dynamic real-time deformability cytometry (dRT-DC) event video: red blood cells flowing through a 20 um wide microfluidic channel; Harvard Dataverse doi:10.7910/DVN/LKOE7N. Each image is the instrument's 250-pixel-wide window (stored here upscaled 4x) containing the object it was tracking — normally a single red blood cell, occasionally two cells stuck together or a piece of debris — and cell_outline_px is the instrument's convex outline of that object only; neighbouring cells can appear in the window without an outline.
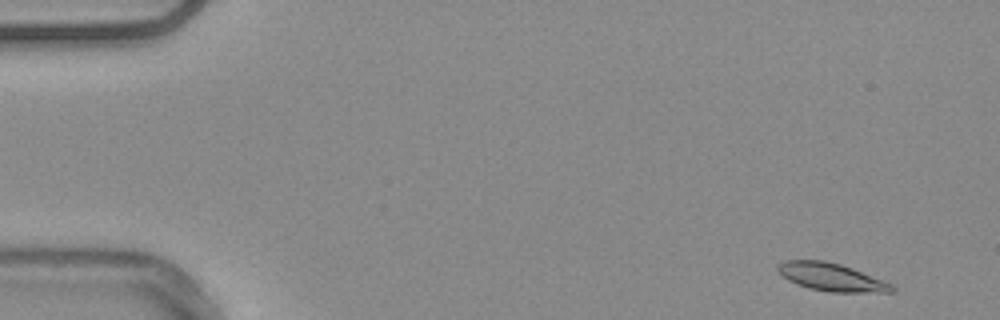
{"species": "common noctule bat (a hibernating species)", "species_latin": "Nyctalus noctula", "temperature_condition": "warm", "stored_images_in_passage": 53, "camera_frame_rate_fps": 3000, "um_per_image_px": 0.085, "animal": {"sex": "male", "body_mass_g": 20.4}, "frame": {"image": 1, "passage_image": 2, "time_ms": 0.333, "image_size_px": [1000, 320], "cell_outline_px": [[896, 288], [892, 292], [828, 292], [808, 288], [796, 284], [788, 280], [776, 268], [784, 260], [824, 260], [840, 264], [852, 268], [892, 284]], "centroid_in_image_um": [70.66, 23.56], "position_along_channel_um": 14.3, "area_um2": 18.38}}
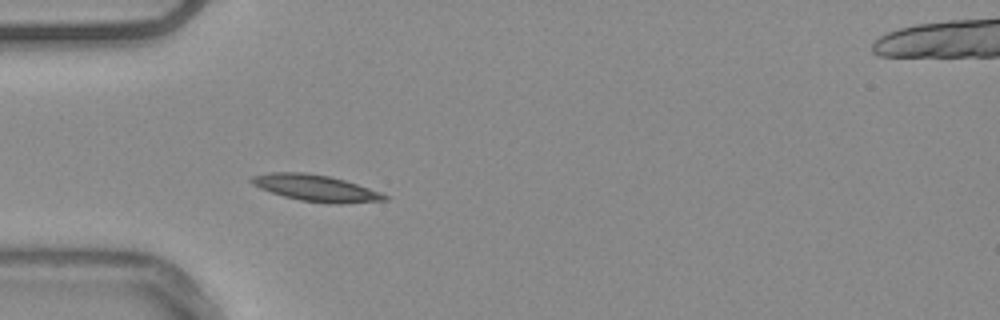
{"frame": {"image": 2, "passage_image": 15, "time_ms": 4.667, "image_size_px": [1000, 320], "cell_outline_px": [[388, 200], [344, 204], [328, 204], [300, 200], [284, 196], [260, 188], [252, 184], [248, 180], [252, 176], [268, 172], [304, 172], [328, 176], [344, 180], [380, 192], [388, 196]], "centroid_in_image_um": [26.83, 15.99], "position_along_channel_um": 58.2, "area_um2": 20.52}}
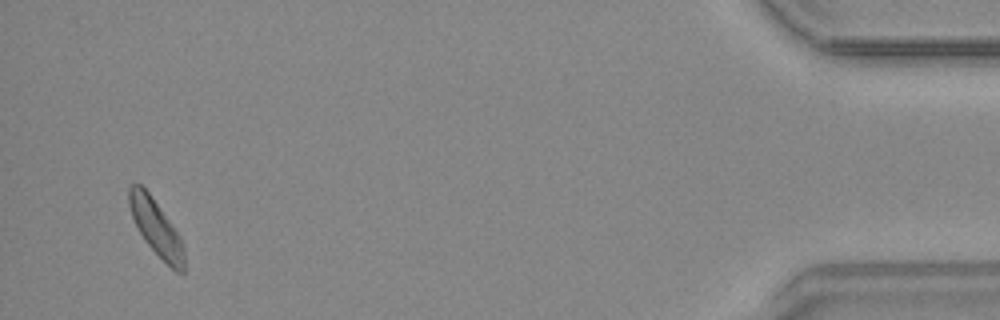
{"frame": {"image": 3, "passage_image": 51, "time_ms": 16.667, "image_size_px": [1000, 320], "cell_outline_px": [[184, 272], [176, 272], [144, 240], [132, 216], [128, 204], [128, 188], [132, 184], [140, 184], [148, 192], [180, 236], [184, 248]], "centroid_in_image_um": [13.26, 19.34], "position_along_channel_um": 421.9, "area_um2": 17.4}, "authors_computed_cell_mechanics": {"area_um2": 18.207, "velocity_mm_per_s": 3.7229, "shape_relaxation_time_tau1_ms": 3.8207, "shape_relaxation_time_tau2_ms": 7.5934, "deformation_change_tau1": 0.1133, "deformation_change_tau2": 0.1022}}